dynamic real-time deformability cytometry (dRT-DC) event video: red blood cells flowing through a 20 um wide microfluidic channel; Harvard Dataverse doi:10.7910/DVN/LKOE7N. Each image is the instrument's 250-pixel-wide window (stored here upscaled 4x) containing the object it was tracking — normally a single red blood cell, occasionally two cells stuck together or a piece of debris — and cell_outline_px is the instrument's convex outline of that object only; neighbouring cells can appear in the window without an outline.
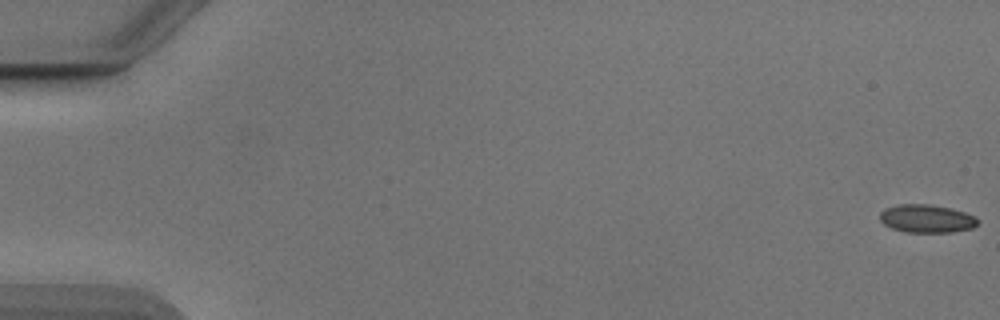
{"species": "Egyptian fruit bat (a non-hibernating species)", "species_latin": "Rousettus aegyptiacus", "temperature_condition": "cold", "stored_images_in_passage": 17, "camera_frame_rate_fps": 3000, "um_per_image_px": 0.085, "animal": {"sex": "male"}, "frame": {"image": 1, "passage_image": 1, "time_ms": 0.0, "image_size_px": [1000, 320], "cell_outline_px": [[980, 220], [972, 228], [952, 232], [908, 232], [892, 228], [884, 224], [880, 220], [880, 212], [884, 208], [896, 204], [928, 204], [952, 208], [976, 216]], "centroid_in_image_um": [78.76, 18.57], "position_along_channel_um": 6.2, "area_um2": 16.13}}
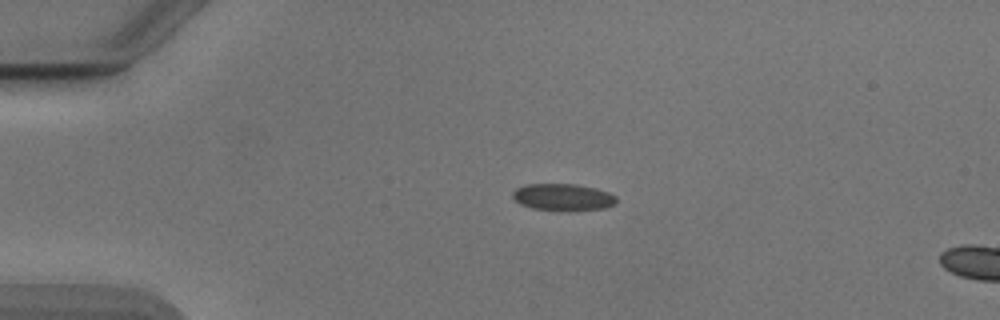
{"frame": {"image": 2, "passage_image": 13, "time_ms": 4.0, "image_size_px": [1000, 320], "cell_outline_px": [[616, 204], [604, 208], [568, 212], [532, 208], [520, 204], [512, 196], [512, 192], [516, 188], [524, 184], [576, 184], [596, 188], [608, 192], [616, 196]], "centroid_in_image_um": [47.86, 16.77], "position_along_channel_um": 37.1, "area_um2": 16.59}}